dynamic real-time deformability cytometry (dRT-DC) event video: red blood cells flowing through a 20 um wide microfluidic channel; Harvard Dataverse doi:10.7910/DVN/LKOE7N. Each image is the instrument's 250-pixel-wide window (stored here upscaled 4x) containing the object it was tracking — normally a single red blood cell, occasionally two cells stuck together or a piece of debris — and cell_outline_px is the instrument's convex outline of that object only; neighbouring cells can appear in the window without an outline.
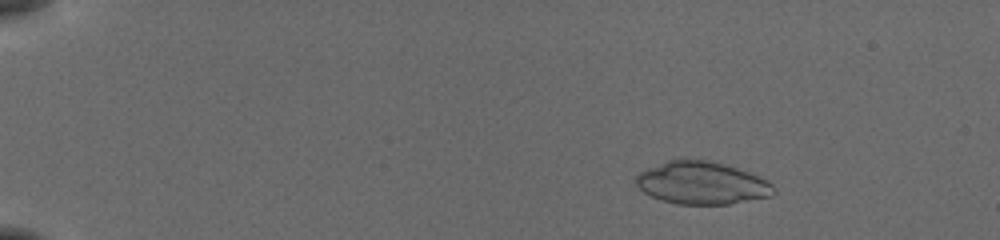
{"species": "common noctule bat (a hibernating species)", "species_latin": "Nyctalus noctula", "temperature_condition": "cold", "stored_images_in_passage": 49, "camera_frame_rate_fps": 3000, "um_per_image_px": 0.085, "animal": {"sex": "female", "body_mass_g": 19.5, "forearm_length_mm": 54.1}, "frame": {"image": 1, "passage_image": 3, "time_ms": 0.667, "image_size_px": [1000, 240], "cell_outline_px": [[776, 192], [772, 196], [728, 204], [676, 204], [652, 196], [644, 192], [636, 184], [636, 176], [640, 172], [648, 168], [668, 160], [704, 160], [724, 164], [748, 172], [772, 184]], "centroid_in_image_um": [59.65, 15.57], "position_along_channel_um": 25.3, "area_um2": 33.58}}